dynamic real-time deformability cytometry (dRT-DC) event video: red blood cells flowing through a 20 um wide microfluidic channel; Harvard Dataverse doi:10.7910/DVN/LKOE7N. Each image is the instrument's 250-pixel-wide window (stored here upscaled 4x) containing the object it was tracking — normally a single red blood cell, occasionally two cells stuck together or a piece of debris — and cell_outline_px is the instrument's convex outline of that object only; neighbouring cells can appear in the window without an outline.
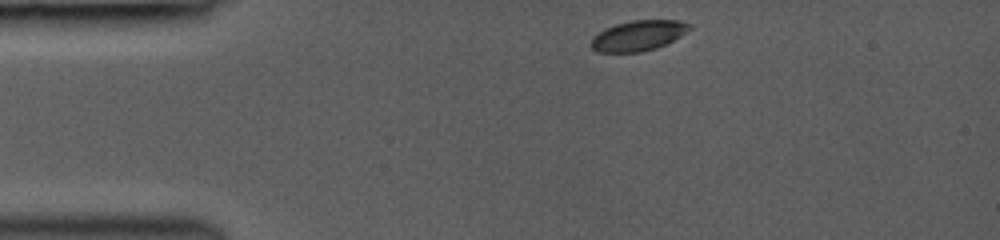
{"species": "common noctule bat (a hibernating species)", "species_latin": "Nyctalus noctula", "temperature_condition": "room temperature", "stored_images_in_passage": 26, "camera_frame_rate_fps": 3000, "um_per_image_px": 0.085, "animal": {"sex": "female", "body_mass_g": 19.0, "forearm_length_mm": 53.3}, "frame": {"image": 1, "passage_image": 1, "time_ms": 0.0, "image_size_px": [1000, 240], "cell_outline_px": [[692, 28], [668, 44], [656, 48], [640, 52], [596, 52], [588, 44], [592, 36], [604, 28], [616, 24], [632, 20], [680, 20], [692, 24]], "centroid_in_image_um": [54.24, 3.02], "position_along_channel_um": 30.8, "area_um2": 17.74}}
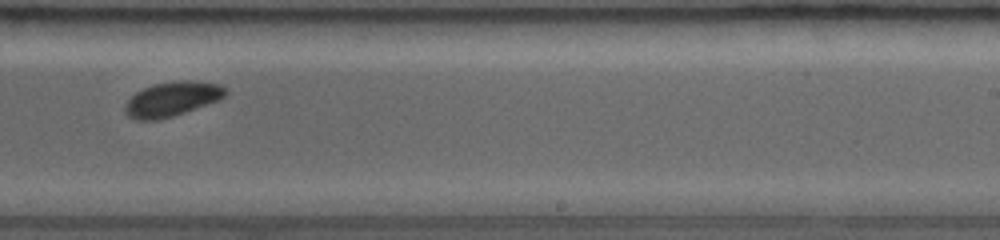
{"frame": {"image": 2, "passage_image": 16, "time_ms": 7.0, "image_size_px": [1000, 240], "cell_outline_px": [[228, 92], [220, 100], [172, 116], [156, 120], [136, 120], [128, 116], [124, 112], [124, 104], [136, 92], [152, 84], [180, 80], [192, 80], [220, 84], [228, 88]], "centroid_in_image_um": [14.64, 8.4], "position_along_channel_um": 274.4, "area_um2": 20.35}}
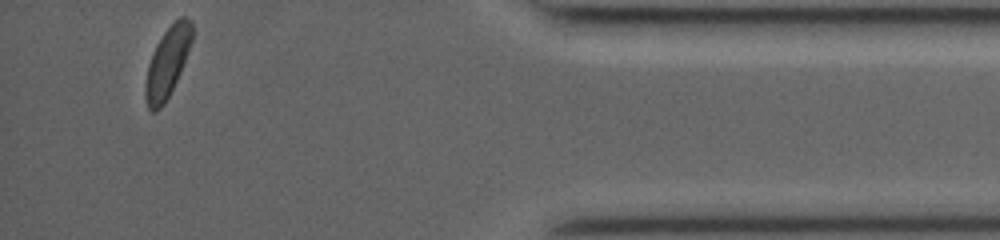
{"frame": {"image": 3, "passage_image": 26, "time_ms": 11.333, "image_size_px": [1000, 240], "cell_outline_px": [[192, 40], [180, 72], [164, 104], [156, 112], [152, 112], [148, 108], [144, 96], [144, 84], [148, 64], [152, 52], [156, 44], [164, 32], [180, 16], [188, 16], [192, 20]], "centroid_in_image_um": [14.2, 5.3], "position_along_channel_um": 421.0, "area_um2": 19.02}, "authors_computed_cell_mechanics": {"area_um2": 19.5364, "velocity_mm_per_s": 4.2179, "shape_relaxation_time_tau1_ms": 1.4083, "shape_relaxation_time_tau2_ms": null, "deformation_change_tau1": 0.0675, "deformation_change_tau2": null}}